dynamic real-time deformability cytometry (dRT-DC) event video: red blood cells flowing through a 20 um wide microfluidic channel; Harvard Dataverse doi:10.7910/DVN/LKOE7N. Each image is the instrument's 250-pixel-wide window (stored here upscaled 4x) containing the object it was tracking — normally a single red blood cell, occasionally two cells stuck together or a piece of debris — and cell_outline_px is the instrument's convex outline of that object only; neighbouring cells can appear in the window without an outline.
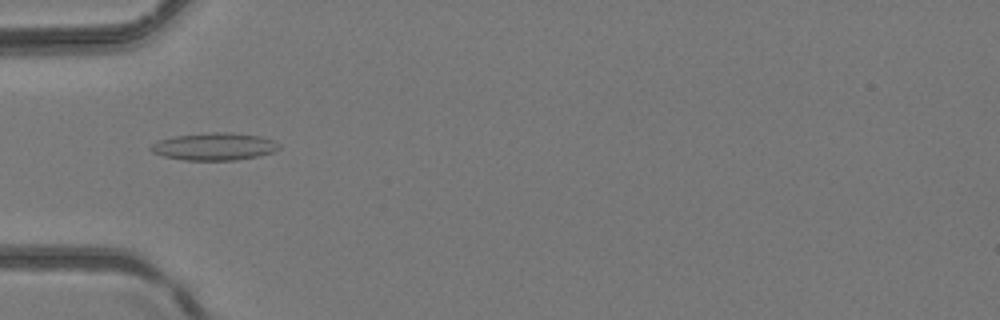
{"species": "common noctule bat (a hibernating species)", "species_latin": "Nyctalus noctula", "temperature_condition": "room temperature", "stored_images_in_passage": 4, "camera_frame_rate_fps": 3000, "um_per_image_px": 0.085, "animal": {"sex": "female", "body_mass_g": 24.6, "forearm_length_mm": 56.2}, "frame": {"image": 1, "passage_image": 4, "time_ms": 1.0, "image_size_px": [1000, 320], "cell_outline_px": [[280, 148], [272, 152], [256, 156], [236, 160], [184, 160], [164, 156], [152, 152], [148, 148], [152, 144], [160, 140], [176, 136], [212, 132], [228, 132], [260, 136], [272, 140], [280, 144]], "centroid_in_image_um": [18.21, 12.45], "position_along_channel_um": 66.8, "area_um2": 20.29}}